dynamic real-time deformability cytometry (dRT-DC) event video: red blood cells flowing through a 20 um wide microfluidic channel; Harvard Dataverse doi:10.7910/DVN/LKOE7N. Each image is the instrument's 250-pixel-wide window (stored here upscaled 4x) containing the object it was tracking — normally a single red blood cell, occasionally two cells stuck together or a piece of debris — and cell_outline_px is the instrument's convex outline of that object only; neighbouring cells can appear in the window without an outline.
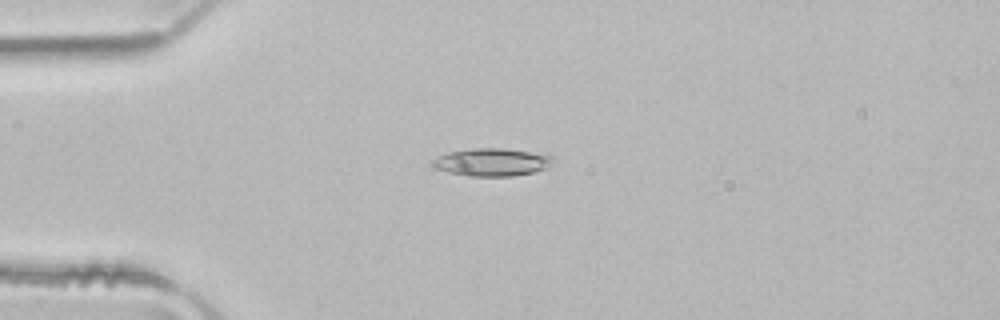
{"species": "common noctule bat (a hibernating species)", "species_latin": "Nyctalus noctula", "temperature_condition": "room temperature", "stored_images_in_passage": 51, "camera_frame_rate_fps": 3000, "um_per_image_px": 0.085, "animal": {"sex": "male", "body_mass_g": 21.5, "forearm_length_mm": 52.0}, "frame": {"image": 1, "passage_image": 13, "time_ms": 4.0, "image_size_px": [1000, 320], "cell_outline_px": [[556, 160], [544, 168], [532, 172], [512, 176], [468, 176], [448, 172], [432, 168], [432, 160], [448, 152], [472, 148], [504, 148], [552, 156]], "centroid_in_image_um": [41.76, 13.78], "position_along_channel_um": 43.2, "area_um2": 19.31}}
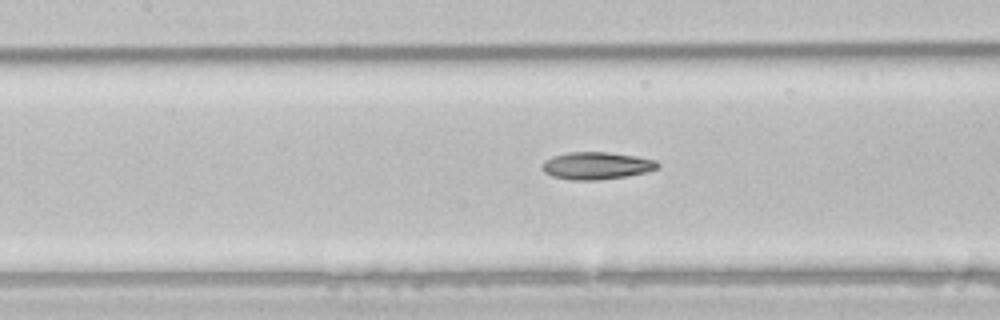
{"frame": {"image": 2, "passage_image": 23, "time_ms": 7.333, "image_size_px": [1000, 320], "cell_outline_px": [[660, 164], [656, 168], [648, 172], [624, 176], [596, 180], [572, 180], [552, 176], [544, 172], [540, 168], [544, 160], [552, 156], [568, 152], [608, 152], [636, 156], [656, 160]], "centroid_in_image_um": [50.67, 14.07], "position_along_channel_um": 156.7, "area_um2": 18.44}}
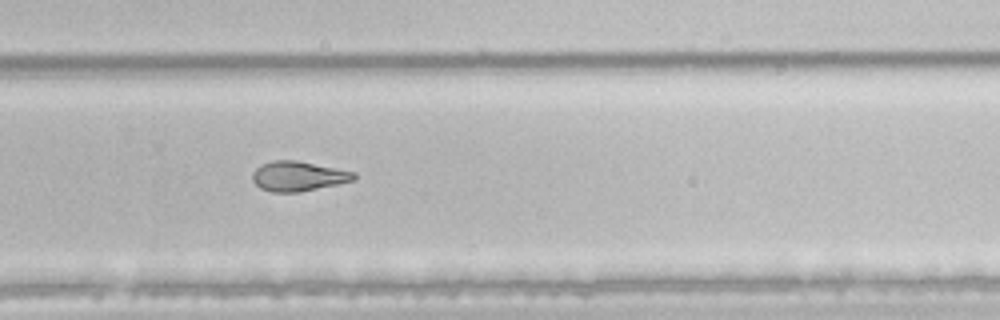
{"frame": {"image": 3, "passage_image": 34, "time_ms": 11.0, "image_size_px": [1000, 320], "cell_outline_px": [[356, 180], [300, 192], [272, 192], [260, 188], [252, 180], [252, 172], [260, 164], [272, 160], [296, 160], [356, 172]], "centroid_in_image_um": [25.34, 14.97], "position_along_channel_um": 304.5, "area_um2": 17.74}, "authors_computed_cell_mechanics": {"area_um2": 19.0162, "velocity_mm_per_s": 4.0472, "shape_relaxation_time_tau1_ms": 7.0153, "shape_relaxation_time_tau2_ms": 7.0152, "deformation_change_tau1": 0.2024, "deformation_change_tau2": 0.1517}}